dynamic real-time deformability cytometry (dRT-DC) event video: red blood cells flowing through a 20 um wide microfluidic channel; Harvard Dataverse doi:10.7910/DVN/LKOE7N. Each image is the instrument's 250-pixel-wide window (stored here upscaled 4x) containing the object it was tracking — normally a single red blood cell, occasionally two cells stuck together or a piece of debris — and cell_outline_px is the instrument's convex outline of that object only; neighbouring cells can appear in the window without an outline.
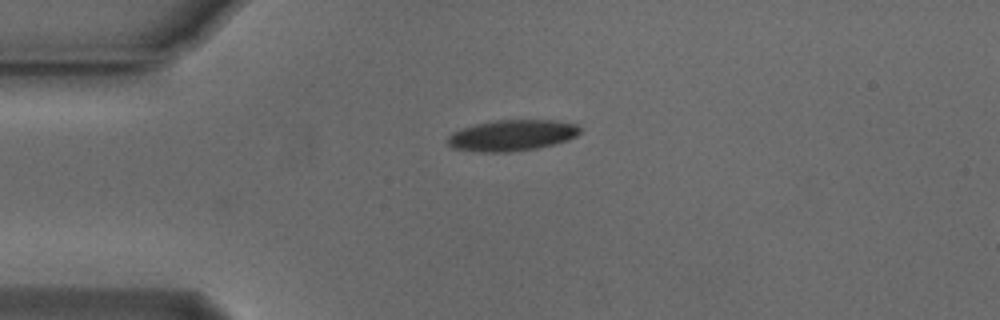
{"species": "Egyptian fruit bat (a non-hibernating species)", "species_latin": "Rousettus aegyptiacus", "temperature_condition": "cold", "stored_images_in_passage": 28, "camera_frame_rate_fps": 3000, "um_per_image_px": 0.085, "animal": {"sex": "male"}, "frame": {"image": 1, "passage_image": 1, "time_ms": 0.0, "image_size_px": [1000, 320], "cell_outline_px": [[580, 132], [576, 136], [568, 140], [536, 148], [508, 152], [480, 152], [452, 148], [444, 140], [452, 132], [476, 124], [496, 120], [552, 120], [576, 124], [580, 128]], "centroid_in_image_um": [43.48, 11.51], "position_along_channel_um": 41.5, "area_um2": 23.87}}
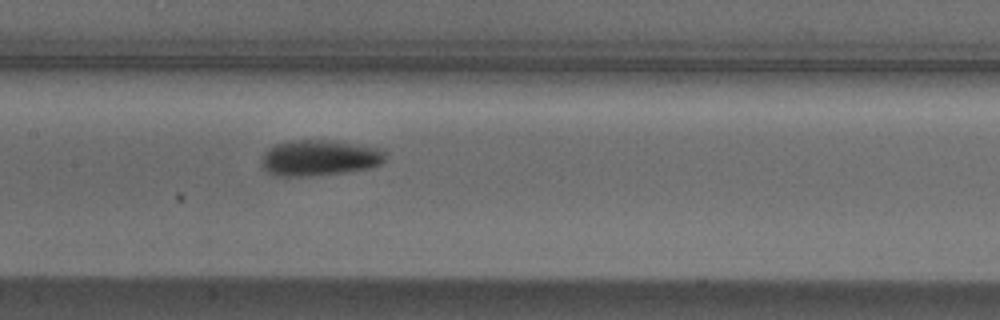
{"frame": {"image": 2, "passage_image": 14, "time_ms": 4.333, "image_size_px": [1000, 320], "cell_outline_px": [[384, 160], [380, 164], [368, 168], [348, 172], [308, 176], [276, 176], [268, 172], [260, 164], [260, 160], [264, 152], [268, 148], [276, 144], [288, 140], [336, 140], [384, 148]], "centroid_in_image_um": [27.14, 13.4], "position_along_channel_um": 180.3, "area_um2": 26.3}}
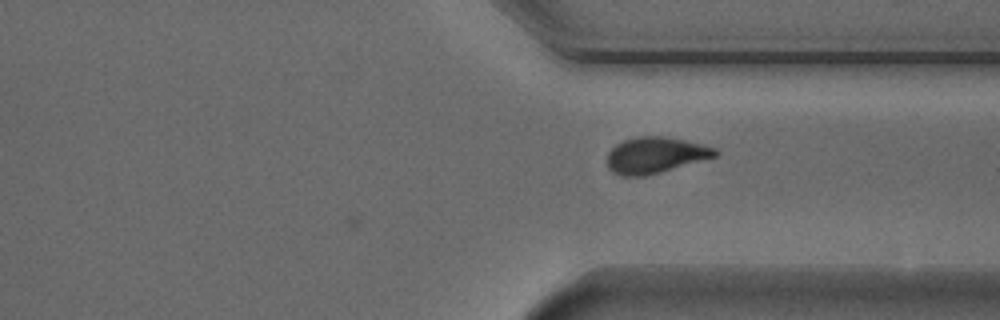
{"frame": {"image": 3, "passage_image": 28, "time_ms": 9.0, "image_size_px": [1000, 320], "cell_outline_px": [[716, 156], [648, 176], [620, 176], [612, 172], [608, 168], [608, 152], [616, 144], [624, 140], [636, 136], [664, 136], [684, 140], [716, 148]], "centroid_in_image_um": [55.66, 13.19], "position_along_channel_um": 355.7, "area_um2": 22.66}}